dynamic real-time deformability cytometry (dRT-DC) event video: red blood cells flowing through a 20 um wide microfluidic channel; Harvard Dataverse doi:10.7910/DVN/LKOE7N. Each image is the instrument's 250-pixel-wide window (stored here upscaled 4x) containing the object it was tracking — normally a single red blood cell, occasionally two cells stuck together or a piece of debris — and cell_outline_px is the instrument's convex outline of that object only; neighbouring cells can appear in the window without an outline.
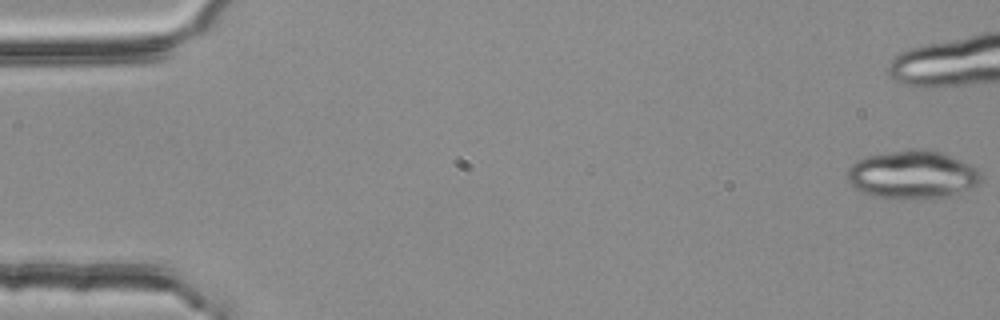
{"species": "common noctule bat (a hibernating species)", "species_latin": "Nyctalus noctula", "temperature_condition": "room temperature", "stored_images_in_passage": 15, "camera_frame_rate_fps": 3000, "um_per_image_px": 0.085, "animal": {"sex": "female", "body_mass_g": 25.1}, "frame": {"image": 1, "passage_image": 1, "time_ms": 0.0, "image_size_px": [1000, 320], "cell_outline_px": [[980, 180], [976, 184], [968, 188], [948, 196], [904, 200], [896, 200], [872, 196], [856, 188], [848, 180], [844, 172], [856, 160], [868, 156], [908, 148], [920, 148], [940, 152], [972, 164], [980, 168]], "centroid_in_image_um": [77.52, 14.84], "position_along_channel_um": 7.5, "area_um2": 37.86}}